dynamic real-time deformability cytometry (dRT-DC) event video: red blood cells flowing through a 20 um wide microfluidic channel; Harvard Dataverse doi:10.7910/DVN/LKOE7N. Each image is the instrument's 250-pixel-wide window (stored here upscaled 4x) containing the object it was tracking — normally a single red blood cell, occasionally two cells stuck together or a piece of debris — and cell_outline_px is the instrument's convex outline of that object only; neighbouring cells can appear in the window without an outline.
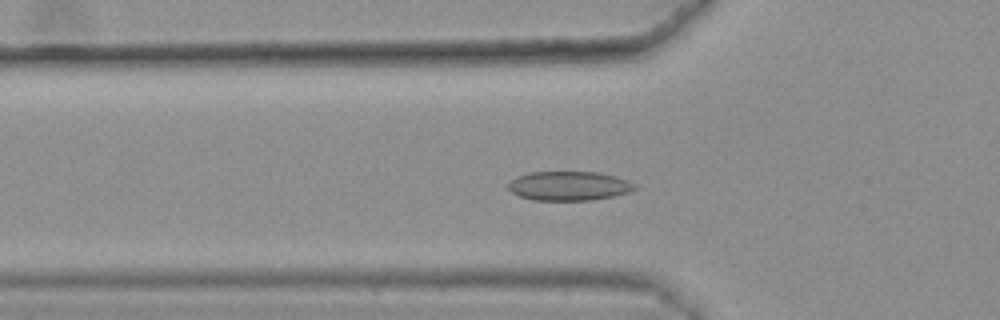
{"species": "common noctule bat (a hibernating species)", "species_latin": "Nyctalus noctula", "temperature_condition": "warm", "stored_images_in_passage": 47, "camera_frame_rate_fps": 3000, "um_per_image_px": 0.085, "animal": {"sex": "female", "body_mass_g": 25.1}, "frame": {"image": 1, "passage_image": 19, "time_ms": 6.0, "image_size_px": [1000, 320], "cell_outline_px": [[640, 188], [632, 192], [592, 200], [532, 200], [520, 196], [512, 192], [508, 188], [508, 184], [516, 176], [528, 172], [596, 172], [616, 176], [628, 180], [636, 184]], "centroid_in_image_um": [48.41, 15.8], "position_along_channel_um": 77.4, "area_um2": 21.73}}
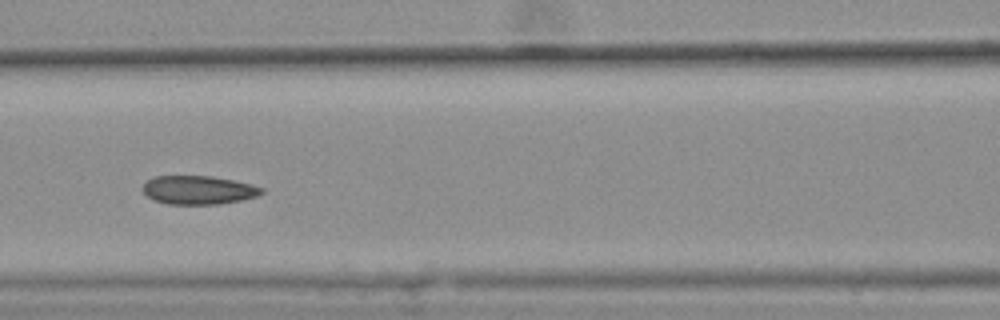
{"frame": {"image": 2, "passage_image": 25, "time_ms": 8.0, "image_size_px": [1000, 320], "cell_outline_px": [[264, 192], [256, 196], [240, 200], [220, 204], [168, 204], [156, 200], [148, 196], [140, 188], [148, 180], [156, 176], [212, 176], [252, 184], [264, 188]], "centroid_in_image_um": [16.88, 16.15], "position_along_channel_um": 149.7, "area_um2": 19.71}}
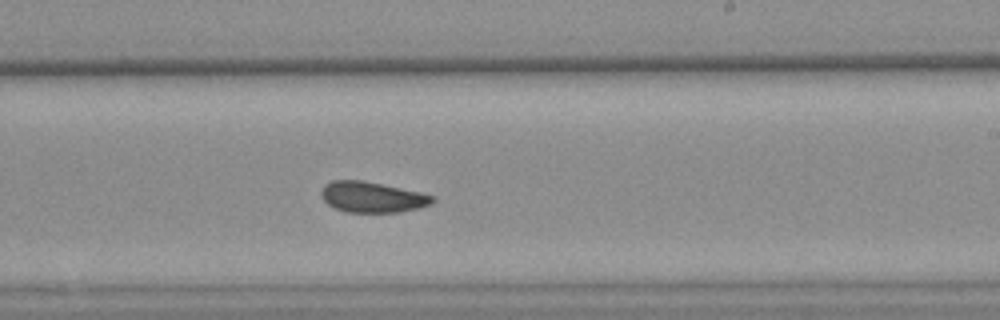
{"frame": {"image": 3, "passage_image": 34, "time_ms": 11.0, "image_size_px": [1000, 320], "cell_outline_px": [[436, 200], [432, 204], [400, 212], [348, 212], [336, 208], [328, 204], [320, 196], [320, 192], [324, 184], [332, 180], [360, 180], [420, 192], [436, 196]], "centroid_in_image_um": [31.63, 16.75], "position_along_channel_um": 257.4, "area_um2": 19.83}, "authors_computed_cell_mechanics": {"area_um2": 20.7502, "velocity_mm_per_s": 3.5977, "shape_relaxation_time_tau1_ms": null, "shape_relaxation_time_tau2_ms": 3.4463, "deformation_change_tau1": null, "deformation_change_tau2": 0.0648}}